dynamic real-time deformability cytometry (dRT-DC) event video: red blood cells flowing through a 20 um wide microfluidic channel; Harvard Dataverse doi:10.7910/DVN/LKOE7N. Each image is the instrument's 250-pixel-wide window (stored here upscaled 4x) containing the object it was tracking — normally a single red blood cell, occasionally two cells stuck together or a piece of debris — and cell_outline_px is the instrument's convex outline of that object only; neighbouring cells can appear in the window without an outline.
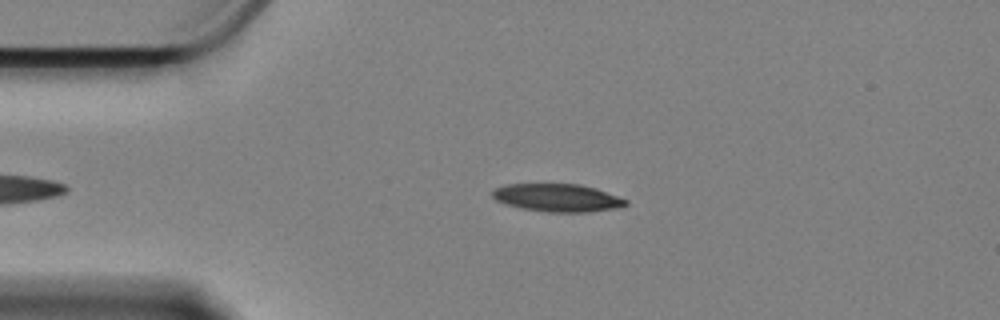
{"species": "Egyptian fruit bat (a non-hibernating species)", "species_latin": "Rousettus aegyptiacus", "temperature_condition": "cold", "stored_images_in_passage": 45, "camera_frame_rate_fps": 3000, "um_per_image_px": 0.085, "animal": {"sex": "female"}, "frame": {"image": 1, "passage_image": 4, "time_ms": 1.0, "image_size_px": [1000, 320], "cell_outline_px": [[628, 204], [620, 208], [588, 212], [548, 212], [520, 208], [504, 204], [496, 200], [492, 196], [492, 192], [496, 188], [508, 184], [580, 184], [628, 200]], "centroid_in_image_um": [47.36, 16.82], "position_along_channel_um": 37.6, "area_um2": 21.5}}
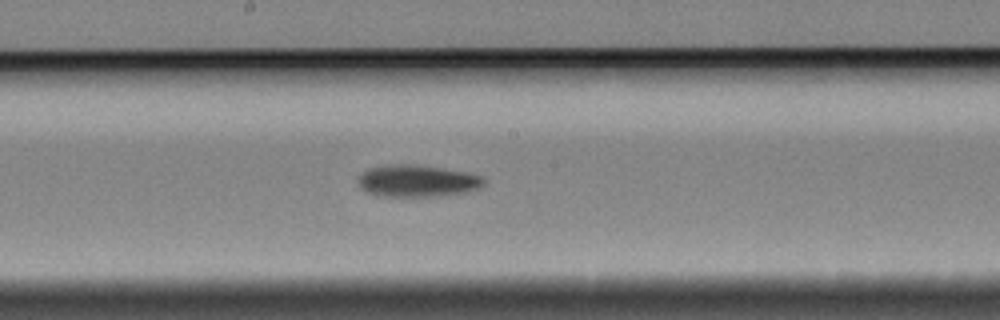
{"frame": {"image": 2, "passage_image": 22, "time_ms": 7.0, "image_size_px": [1000, 320], "cell_outline_px": [[484, 184], [480, 188], [468, 192], [436, 196], [384, 196], [368, 192], [360, 188], [360, 176], [368, 168], [388, 164], [416, 164], [444, 168], [468, 172], [484, 176]], "centroid_in_image_um": [35.53, 15.36], "position_along_channel_um": 212.7, "area_um2": 23.47}}
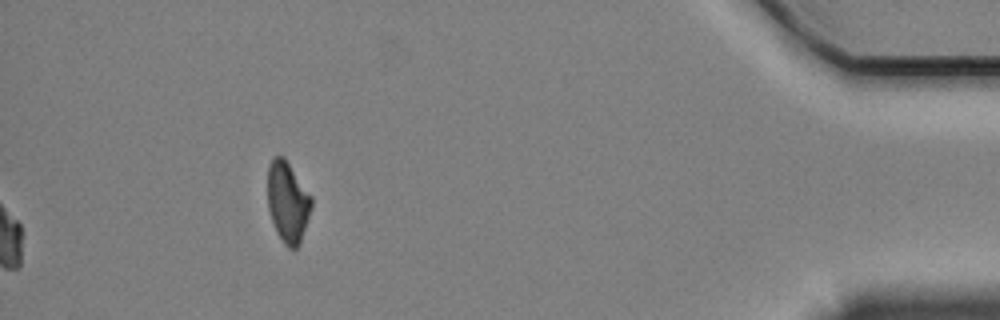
{"frame": {"image": 3, "passage_image": 45, "time_ms": 14.667, "image_size_px": [1000, 320], "cell_outline_px": [[312, 208], [300, 244], [296, 248], [288, 248], [284, 244], [276, 232], [268, 208], [268, 164], [276, 156], [284, 156], [312, 196]], "centroid_in_image_um": [24.47, 17.17], "position_along_channel_um": 410.7, "area_um2": 20.75}, "authors_computed_cell_mechanics": {"area_um2": 22.4842, "velocity_mm_per_s": 3.3588, "shape_relaxation_time_tau1_ms": 3.4521, "shape_relaxation_time_tau2_ms": null, "deformation_change_tau1": 0.1382, "deformation_change_tau2": null}}